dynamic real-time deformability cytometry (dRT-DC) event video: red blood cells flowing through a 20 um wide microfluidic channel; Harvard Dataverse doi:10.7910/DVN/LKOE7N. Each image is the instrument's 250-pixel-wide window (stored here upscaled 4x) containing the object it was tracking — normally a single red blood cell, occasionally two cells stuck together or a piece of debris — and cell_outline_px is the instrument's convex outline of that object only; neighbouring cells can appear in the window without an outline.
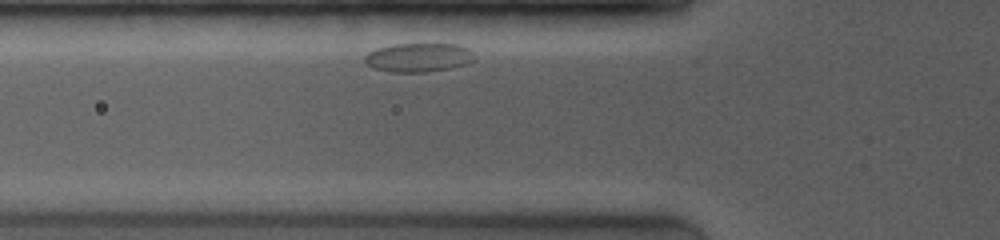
{"species": "common noctule bat (a hibernating species)", "species_latin": "Nyctalus noctula", "temperature_condition": "room temperature", "stored_images_in_passage": 5, "camera_frame_rate_fps": 4000, "um_per_image_px": 0.085, "animal": {"sex": "female", "body_mass_g": 19.0, "forearm_length_mm": 53.3}, "frame": {"image": 1, "passage_image": 5, "time_ms": 2.0, "image_size_px": [1000, 240], "cell_outline_px": [[476, 60], [468, 64], [448, 68], [424, 72], [388, 72], [372, 68], [364, 60], [364, 56], [368, 52], [376, 48], [392, 44], [460, 44], [468, 48], [476, 56]], "centroid_in_image_um": [35.59, 4.88], "position_along_channel_um": 90.2, "area_um2": 18.73}}